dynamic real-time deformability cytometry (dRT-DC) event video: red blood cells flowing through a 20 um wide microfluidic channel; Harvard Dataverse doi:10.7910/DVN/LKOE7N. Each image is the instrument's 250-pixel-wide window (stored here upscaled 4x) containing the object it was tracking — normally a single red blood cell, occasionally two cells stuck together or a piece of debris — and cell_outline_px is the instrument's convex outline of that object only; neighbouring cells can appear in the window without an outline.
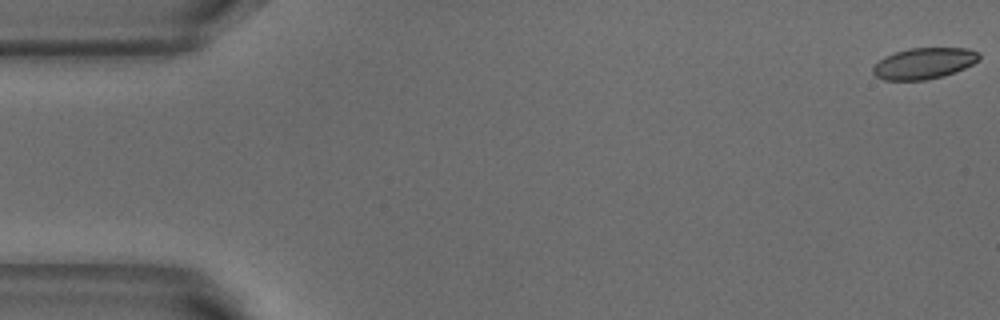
{"species": "common noctule bat (a hibernating species)", "species_latin": "Nyctalus noctula", "temperature_condition": "warm", "stored_images_in_passage": 53, "camera_frame_rate_fps": 3000, "um_per_image_px": 0.085, "animal": {"sex": "male", "body_mass_g": 18.8}, "frame": {"image": 1, "passage_image": 1, "time_ms": 0.0, "image_size_px": [1000, 320], "cell_outline_px": [[980, 60], [956, 72], [944, 76], [924, 80], [884, 80], [876, 76], [872, 72], [872, 68], [884, 56], [908, 48], [968, 48], [980, 52]], "centroid_in_image_um": [78.56, 5.38], "position_along_channel_um": 6.4, "area_um2": 19.36}}
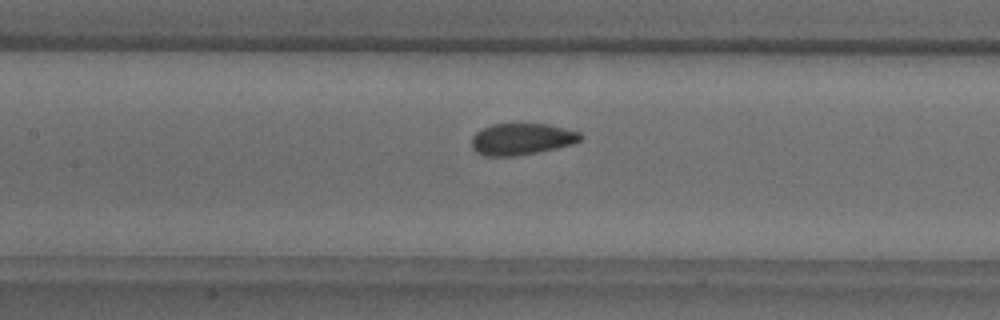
{"frame": {"image": 2, "passage_image": 24, "time_ms": 7.667, "image_size_px": [1000, 320], "cell_outline_px": [[584, 136], [580, 140], [572, 144], [556, 148], [536, 152], [512, 156], [484, 156], [476, 152], [472, 148], [472, 136], [476, 132], [492, 124], [548, 124], [580, 132]], "centroid_in_image_um": [44.34, 11.82], "position_along_channel_um": 163.1, "area_um2": 19.94}}
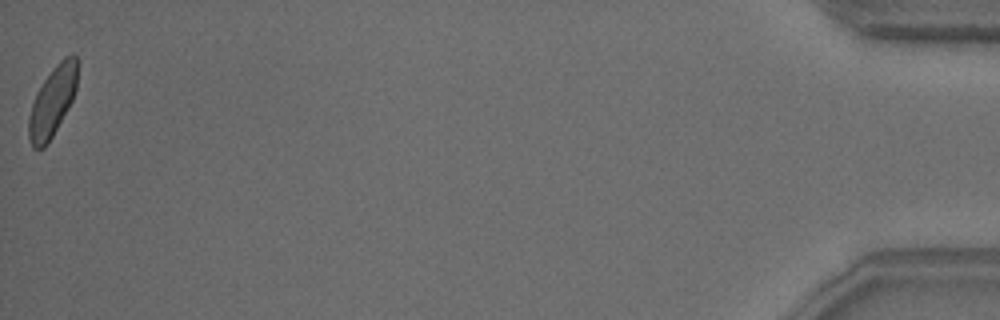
{"frame": {"image": 3, "passage_image": 53, "time_ms": 17.333, "image_size_px": [1000, 320], "cell_outline_px": [[80, 60], [76, 88], [72, 100], [68, 108], [52, 136], [44, 148], [32, 148], [28, 136], [28, 116], [36, 92], [52, 68], [64, 56], [72, 52], [76, 52]], "centroid_in_image_um": [4.49, 8.53], "position_along_channel_um": 430.7, "area_um2": 20.23}, "authors_computed_cell_mechanics": {"area_um2": 20.3456, "velocity_mm_per_s": 3.8065, "shape_relaxation_time_tau1_ms": 3.0981, "shape_relaxation_time_tau2_ms": 0.8512, "deformation_change_tau1": 0.1043, "deformation_change_tau2": 0.0627}}